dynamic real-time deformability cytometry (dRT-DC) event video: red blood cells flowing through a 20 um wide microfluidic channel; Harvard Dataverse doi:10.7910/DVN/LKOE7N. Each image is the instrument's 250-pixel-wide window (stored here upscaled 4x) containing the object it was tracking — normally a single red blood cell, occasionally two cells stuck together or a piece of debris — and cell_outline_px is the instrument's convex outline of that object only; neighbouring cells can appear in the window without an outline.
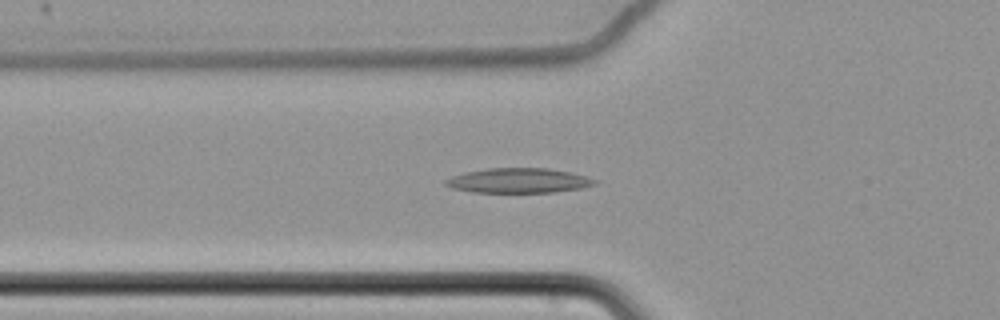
{"species": "common noctule bat (a hibernating species)", "species_latin": "Nyctalus noctula", "temperature_condition": "cold", "stored_images_in_passage": 64, "camera_frame_rate_fps": 3000, "um_per_image_px": 0.085, "animal": {"sex": "female", "body_mass_g": 22.7, "forearm_length_mm": 54.2}, "frame": {"image": 1, "passage_image": 26, "time_ms": 8.333, "image_size_px": [1000, 320], "cell_outline_px": [[596, 184], [580, 188], [556, 192], [472, 192], [452, 188], [444, 184], [444, 180], [452, 176], [464, 172], [488, 168], [548, 168], [572, 172], [588, 176], [596, 180]], "centroid_in_image_um": [44.08, 15.34], "position_along_channel_um": 81.7, "area_um2": 21.62}}
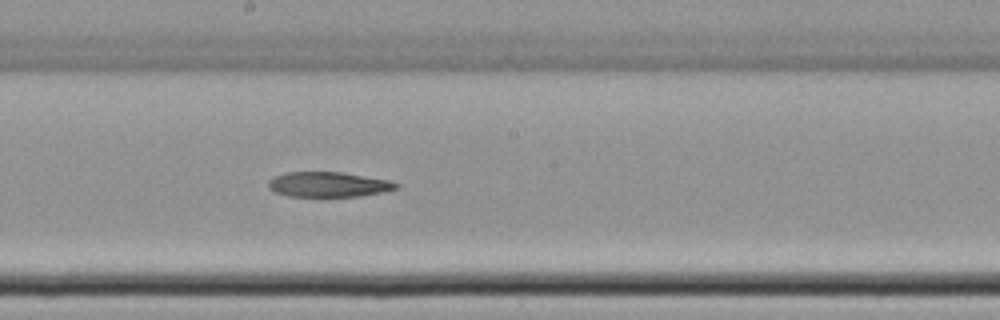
{"frame": {"image": 2, "passage_image": 38, "time_ms": 12.333, "image_size_px": [1000, 320], "cell_outline_px": [[400, 188], [360, 196], [288, 196], [276, 192], [268, 188], [268, 180], [284, 172], [340, 172], [388, 180], [400, 184]], "centroid_in_image_um": [27.9, 15.67], "position_along_channel_um": 220.3, "area_um2": 18.5}}
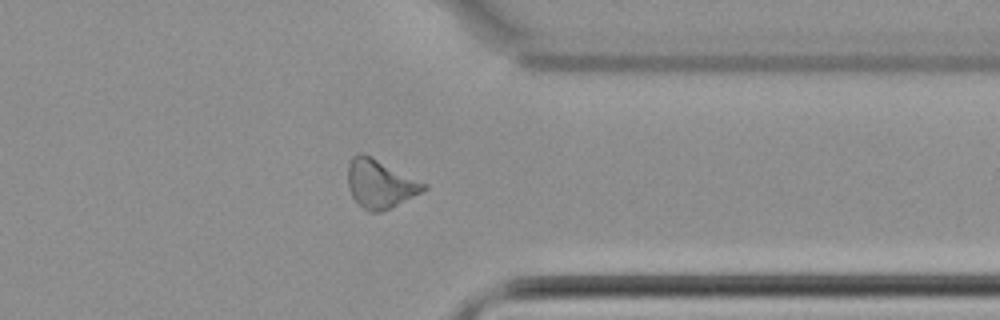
{"frame": {"image": 3, "passage_image": 52, "time_ms": 17.0, "image_size_px": [1000, 320], "cell_outline_px": [[428, 188], [380, 212], [368, 212], [352, 196], [348, 188], [348, 164], [352, 156], [360, 152], [372, 156], [428, 184]], "centroid_in_image_um": [32.28, 15.58], "position_along_channel_um": 379.1, "area_um2": 21.21}, "authors_computed_cell_mechanics": {"area_um2": 21.4149, "velocity_mm_per_s": 3.4762, "shape_relaxation_time_tau1_ms": null, "shape_relaxation_time_tau2_ms": 9.4269, "deformation_change_tau1": null, "deformation_change_tau2": 0.1847}}